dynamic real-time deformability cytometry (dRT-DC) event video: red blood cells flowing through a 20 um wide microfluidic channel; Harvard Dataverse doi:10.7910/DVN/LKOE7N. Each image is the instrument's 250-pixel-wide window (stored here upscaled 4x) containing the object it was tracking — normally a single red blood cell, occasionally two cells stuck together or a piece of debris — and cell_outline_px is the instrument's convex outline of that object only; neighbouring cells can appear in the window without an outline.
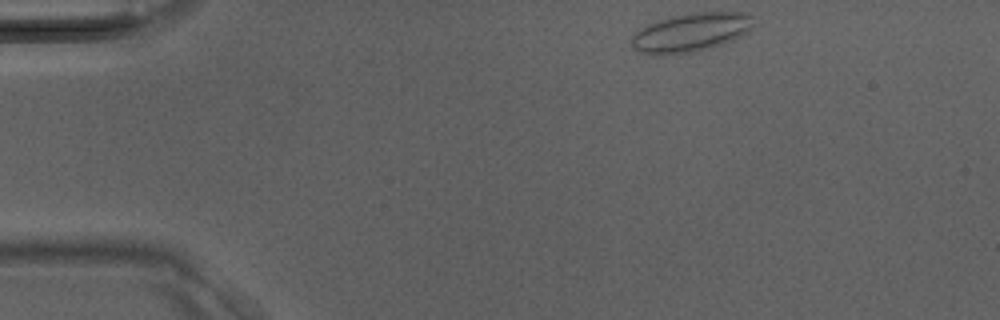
{"species": "Egyptian fruit bat (a non-hibernating species)", "species_latin": "Rousettus aegyptiacus", "temperature_condition": "room temperature", "stored_images_in_passage": 17, "camera_frame_rate_fps": 3000, "um_per_image_px": 0.085, "animal": {"sex": "male"}, "frame": {"image": 1, "passage_image": 1, "time_ms": 0.0, "image_size_px": [1000, 320], "cell_outline_px": [[752, 16], [748, 28], [740, 36], [732, 40], [720, 44], [688, 52], [660, 56], [640, 52], [632, 48], [632, 36], [640, 28], [656, 20], [672, 16], [692, 12], [744, 12]], "centroid_in_image_um": [58.63, 2.74], "position_along_channel_um": 26.4, "area_um2": 26.99}}